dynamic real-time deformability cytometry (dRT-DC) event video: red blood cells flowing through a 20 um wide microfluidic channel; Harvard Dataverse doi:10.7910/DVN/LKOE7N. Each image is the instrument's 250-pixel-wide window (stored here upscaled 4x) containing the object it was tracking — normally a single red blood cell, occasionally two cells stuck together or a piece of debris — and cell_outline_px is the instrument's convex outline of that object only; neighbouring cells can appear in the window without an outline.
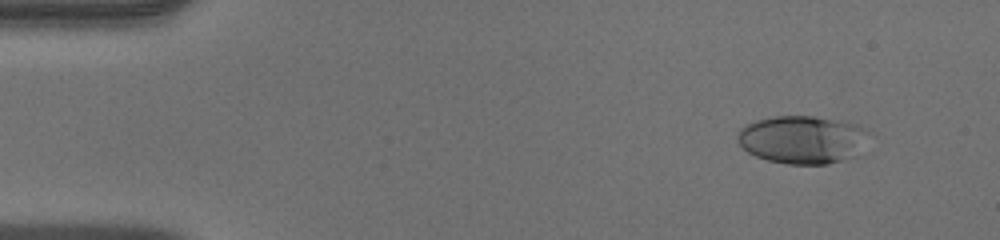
{"species": "human", "species_latin": "Homo sapiens", "temperature_condition": "warm", "stored_images_in_passage": 48, "camera_frame_rate_fps": 3000, "um_per_image_px": 0.085, "donor": {"sex": "male"}, "frame": {"image": 1, "passage_image": 3, "time_ms": 0.667, "image_size_px": [1000, 240], "cell_outline_px": [[872, 132], [852, 156], [828, 164], [788, 164], [768, 160], [756, 156], [748, 152], [736, 140], [736, 136], [740, 128], [756, 120], [772, 116], [812, 116], [844, 120], [868, 128]], "centroid_in_image_um": [68.19, 11.84], "position_along_channel_um": 16.8, "area_um2": 36.76}}
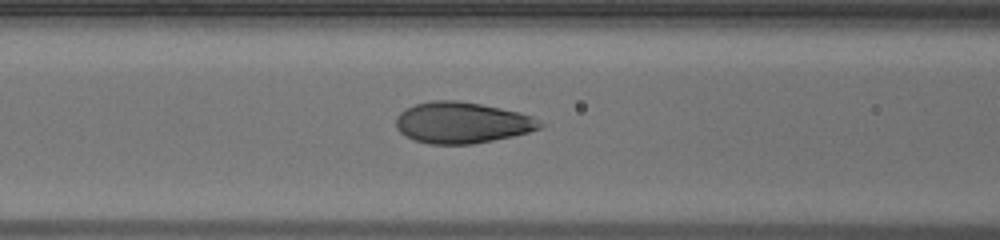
{"frame": {"image": 2, "passage_image": 19, "time_ms": 6.0, "image_size_px": [1000, 240], "cell_outline_px": [[544, 124], [540, 128], [528, 132], [512, 136], [472, 144], [432, 144], [416, 140], [404, 136], [396, 128], [396, 116], [404, 108], [416, 104], [432, 100], [456, 100], [480, 104], [520, 112], [532, 116]], "centroid_in_image_um": [39.24, 10.42], "position_along_channel_um": 127.4, "area_um2": 34.51}}
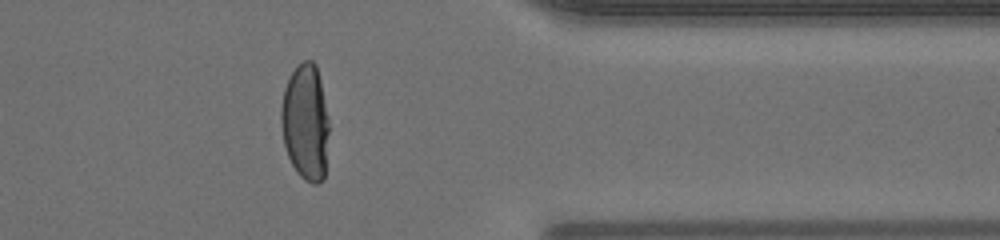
{"frame": {"image": 3, "passage_image": 39, "time_ms": 12.667, "image_size_px": [1000, 240], "cell_outline_px": [[328, 132], [324, 180], [316, 184], [312, 184], [304, 180], [296, 172], [288, 156], [284, 144], [280, 120], [280, 112], [284, 88], [296, 64], [304, 60], [312, 60], [316, 64], [320, 80], [328, 116]], "centroid_in_image_um": [25.95, 10.39], "position_along_channel_um": 385.4, "area_um2": 32.6}, "authors_computed_cell_mechanics": {"area_um2": 34.7378, "velocity_mm_per_s": 4.0769, "shape_relaxation_time_tau1_ms": 5.5108, "shape_relaxation_time_tau2_ms": null, "deformation_change_tau1": 0.2748, "deformation_change_tau2": null}}